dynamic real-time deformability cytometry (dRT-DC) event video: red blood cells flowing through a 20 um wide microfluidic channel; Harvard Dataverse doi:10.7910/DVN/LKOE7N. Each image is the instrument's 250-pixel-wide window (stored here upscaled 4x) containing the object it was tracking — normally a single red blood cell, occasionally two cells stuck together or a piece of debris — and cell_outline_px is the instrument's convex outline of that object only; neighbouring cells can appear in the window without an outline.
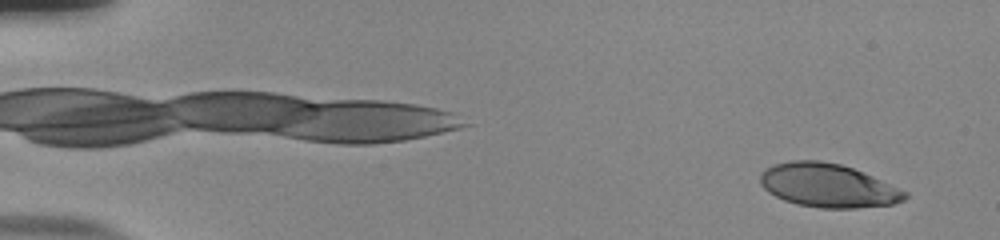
{"species": "human", "species_latin": "Homo sapiens", "temperature_condition": "room temperature", "stored_images_in_passage": 53, "camera_frame_rate_fps": 3000, "um_per_image_px": 0.085, "donor": {"sex": "male"}, "frame": {"image": 1, "passage_image": 3, "time_ms": 0.667, "image_size_px": [1000, 240], "cell_outline_px": [[908, 196], [904, 200], [892, 204], [856, 208], [820, 208], [796, 204], [784, 200], [768, 192], [760, 184], [760, 172], [772, 164], [792, 160], [820, 160], [840, 164], [852, 168], [872, 176], [908, 192]], "centroid_in_image_um": [70.34, 15.76], "position_along_channel_um": 14.7, "area_um2": 36.82}}
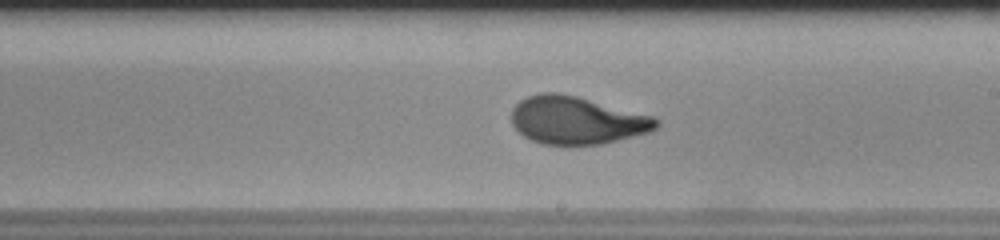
{"frame": {"image": 2, "passage_image": 32, "time_ms": 10.333, "image_size_px": [1000, 240], "cell_outline_px": [[660, 124], [656, 128], [648, 132], [600, 144], [544, 144], [532, 140], [524, 136], [512, 124], [512, 108], [520, 100], [528, 96], [540, 92], [556, 92], [576, 96], [652, 116]], "centroid_in_image_um": [48.98, 10.21], "position_along_channel_um": 240.0, "area_um2": 39.65}}
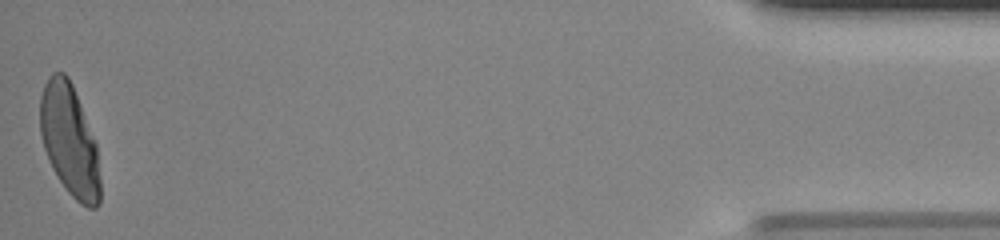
{"frame": {"image": 3, "passage_image": 53, "time_ms": 17.333, "image_size_px": [1000, 240], "cell_outline_px": [[100, 204], [96, 208], [88, 208], [80, 204], [68, 192], [52, 168], [48, 160], [44, 148], [40, 132], [40, 96], [44, 84], [48, 76], [52, 72], [64, 72], [68, 76], [72, 84], [96, 144], [100, 176]], "centroid_in_image_um": [5.9, 11.94], "position_along_channel_um": 429.3, "area_um2": 38.96}, "authors_computed_cell_mechanics": {"area_um2": 39.1884, "velocity_mm_per_s": 3.8824, "shape_relaxation_time_tau1_ms": 8.5576, "shape_relaxation_time_tau2_ms": null, "deformation_change_tau1": 0.3111, "deformation_change_tau2": null}}